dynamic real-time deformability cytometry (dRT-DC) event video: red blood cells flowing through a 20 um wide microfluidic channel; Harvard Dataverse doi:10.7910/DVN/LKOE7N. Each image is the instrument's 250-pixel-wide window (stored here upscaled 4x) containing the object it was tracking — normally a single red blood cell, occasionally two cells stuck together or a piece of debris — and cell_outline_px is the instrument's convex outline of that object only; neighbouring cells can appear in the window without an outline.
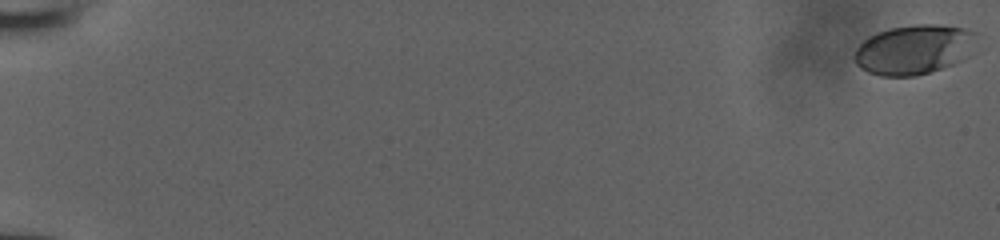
{"species": "human", "species_latin": "Homo sapiens", "temperature_condition": "room temperature", "stored_images_in_passage": 55, "camera_frame_rate_fps": 3000, "um_per_image_px": 0.085, "donor": {"sex": "male"}, "frame": {"image": 1, "passage_image": 1, "time_ms": 0.0, "image_size_px": [1000, 240], "cell_outline_px": [[976, 32], [960, 60], [952, 64], [916, 76], [880, 76], [868, 72], [860, 68], [856, 64], [852, 56], [856, 48], [868, 36], [876, 32], [888, 28], [916, 24], [940, 24], [964, 28]], "centroid_in_image_um": [77.54, 4.2], "position_along_channel_um": 7.5, "area_um2": 34.74}}
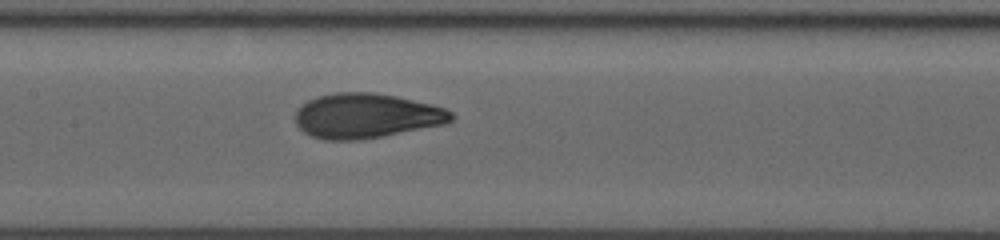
{"frame": {"image": 2, "passage_image": 30, "time_ms": 9.667, "image_size_px": [1000, 240], "cell_outline_px": [[456, 116], [452, 120], [444, 124], [384, 136], [360, 140], [324, 140], [312, 136], [304, 132], [296, 124], [296, 108], [308, 100], [320, 96], [336, 92], [372, 92], [396, 96], [432, 104], [444, 108], [452, 112]], "centroid_in_image_um": [31.14, 9.85], "position_along_channel_um": 176.3, "area_um2": 40.81}}
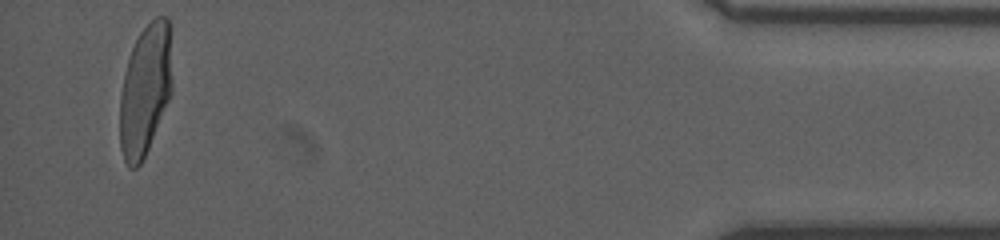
{"frame": {"image": 3, "passage_image": 53, "time_ms": 17.333, "image_size_px": [1000, 240], "cell_outline_px": [[172, 92], [148, 148], [140, 164], [136, 168], [128, 168], [124, 160], [120, 148], [120, 96], [128, 56], [140, 32], [156, 16], [168, 16], [172, 24]], "centroid_in_image_um": [12.38, 7.57], "position_along_channel_um": 422.8, "area_um2": 40.58}}